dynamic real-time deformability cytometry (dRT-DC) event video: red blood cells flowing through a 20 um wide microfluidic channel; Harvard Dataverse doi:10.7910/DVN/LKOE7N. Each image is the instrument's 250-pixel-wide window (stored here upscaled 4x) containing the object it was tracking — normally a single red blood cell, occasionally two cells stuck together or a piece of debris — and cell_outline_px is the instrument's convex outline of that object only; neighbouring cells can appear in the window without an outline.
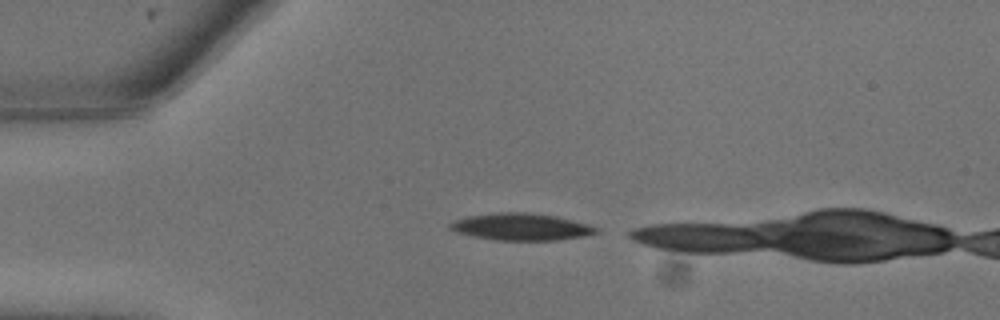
{"species": "common noctule bat (a hibernating species)", "species_latin": "Nyctalus noctula", "temperature_condition": "warm", "stored_images_in_passage": 4, "camera_frame_rate_fps": 3000, "um_per_image_px": 0.085, "animal": {"sex": "male", "body_mass_g": 13.3}, "frame": {"image": 1, "passage_image": 1, "time_ms": 0.0, "image_size_px": [1000, 320], "cell_outline_px": [[600, 232], [584, 236], [556, 240], [496, 240], [472, 236], [456, 232], [448, 228], [448, 224], [456, 220], [468, 216], [496, 212], [528, 212], [556, 216], [572, 220], [600, 228]], "centroid_in_image_um": [44.29, 19.28], "position_along_channel_um": 40.7, "area_um2": 23.0}}